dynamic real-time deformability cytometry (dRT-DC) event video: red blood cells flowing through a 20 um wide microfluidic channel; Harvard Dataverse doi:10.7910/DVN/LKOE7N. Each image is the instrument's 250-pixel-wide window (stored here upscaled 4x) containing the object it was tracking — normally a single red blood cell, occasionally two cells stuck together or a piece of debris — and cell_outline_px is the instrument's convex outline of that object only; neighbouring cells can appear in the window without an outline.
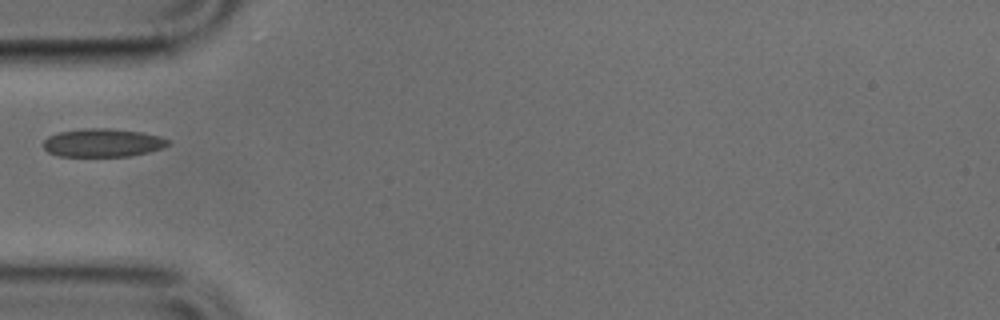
{"species": "common noctule bat (a hibernating species)", "species_latin": "Nyctalus noctula", "temperature_condition": "cold", "stored_images_in_passage": 4, "camera_frame_rate_fps": 3000, "um_per_image_px": 0.085, "animal": {"sex": "male", "body_mass_g": 17.9, "forearm_length_mm": 54.2}, "frame": {"image": 1, "passage_image": 1, "time_ms": 0.0, "image_size_px": [1000, 320], "cell_outline_px": [[172, 144], [164, 148], [132, 156], [56, 156], [48, 152], [44, 148], [44, 140], [48, 136], [60, 132], [84, 128], [108, 128], [144, 132], [160, 136], [168, 140]], "centroid_in_image_um": [8.77, 12.13], "position_along_channel_um": 76.2, "area_um2": 20.75}}